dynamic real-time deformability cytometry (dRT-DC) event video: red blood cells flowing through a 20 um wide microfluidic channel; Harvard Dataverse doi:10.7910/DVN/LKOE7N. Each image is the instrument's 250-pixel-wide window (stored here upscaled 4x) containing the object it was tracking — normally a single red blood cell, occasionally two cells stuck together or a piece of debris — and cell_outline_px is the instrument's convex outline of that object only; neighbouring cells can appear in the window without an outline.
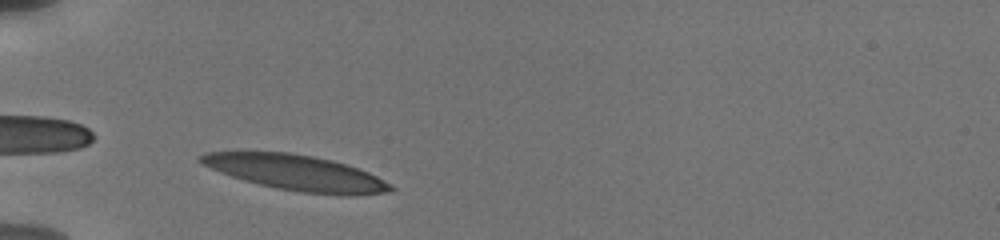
{"species": "human", "species_latin": "Homo sapiens", "temperature_condition": "cold", "stored_images_in_passage": 6, "camera_frame_rate_fps": 3000, "um_per_image_px": 0.085, "donor": {"sex": "male"}, "frame": {"image": 1, "passage_image": 2, "time_ms": 0.333, "image_size_px": [1000, 240], "cell_outline_px": [[396, 188], [392, 192], [352, 196], [336, 196], [300, 192], [276, 188], [244, 180], [220, 172], [196, 160], [196, 156], [208, 152], [288, 152], [312, 156], [332, 160], [368, 172], [392, 184]], "centroid_in_image_um": [25.23, 14.7], "position_along_channel_um": 59.8, "area_um2": 39.3}}
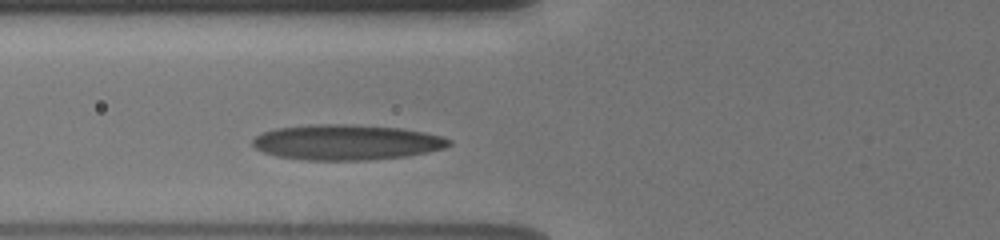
{"frame": {"image": 2, "passage_image": 6, "time_ms": 1.667, "image_size_px": [1000, 240], "cell_outline_px": [[452, 144], [444, 148], [428, 152], [408, 156], [368, 160], [304, 160], [276, 156], [264, 152], [256, 148], [252, 144], [252, 140], [256, 136], [264, 132], [276, 128], [308, 124], [352, 124], [400, 128], [424, 132], [440, 136], [452, 140]], "centroid_in_image_um": [29.45, 12.09], "position_along_channel_um": 96.3, "area_um2": 40.63}}